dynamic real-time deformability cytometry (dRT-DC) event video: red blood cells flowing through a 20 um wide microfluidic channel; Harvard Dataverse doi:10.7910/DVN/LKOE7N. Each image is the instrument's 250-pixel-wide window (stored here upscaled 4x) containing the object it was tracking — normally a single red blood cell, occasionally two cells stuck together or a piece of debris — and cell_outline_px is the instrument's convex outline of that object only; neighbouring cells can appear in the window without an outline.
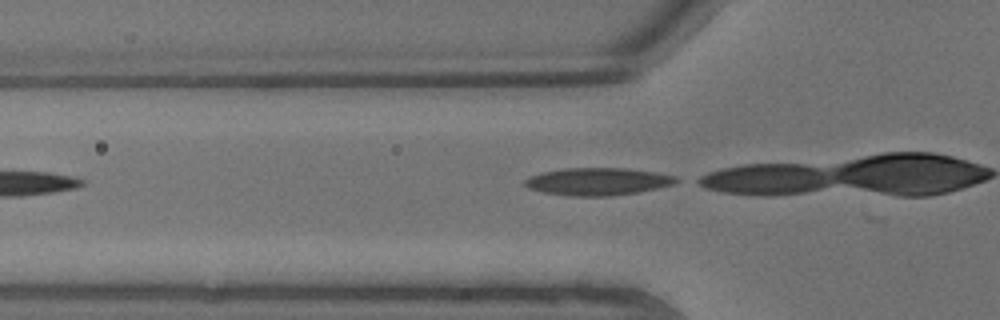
{"species": "common noctule bat (a hibernating species)", "species_latin": "Nyctalus noctula", "temperature_condition": "warm", "stored_images_in_passage": 6, "segment_of_instrument_passage": [2, 2], "camera_frame_rate_fps": 3000, "um_per_image_px": 0.085, "animal": {"sex": "male", "body_mass_g": 13.3}, "frame": {"image": 1, "passage_image": 6, "time_ms": 1.667, "image_size_px": [1000, 320], "cell_outline_px": [[680, 180], [672, 184], [656, 188], [636, 192], [612, 196], [572, 196], [544, 192], [528, 188], [524, 184], [524, 180], [532, 176], [544, 172], [564, 168], [628, 168], [656, 172], [676, 176]], "centroid_in_image_um": [50.83, 15.42], "position_along_channel_um": 75.0, "area_um2": 24.04}}